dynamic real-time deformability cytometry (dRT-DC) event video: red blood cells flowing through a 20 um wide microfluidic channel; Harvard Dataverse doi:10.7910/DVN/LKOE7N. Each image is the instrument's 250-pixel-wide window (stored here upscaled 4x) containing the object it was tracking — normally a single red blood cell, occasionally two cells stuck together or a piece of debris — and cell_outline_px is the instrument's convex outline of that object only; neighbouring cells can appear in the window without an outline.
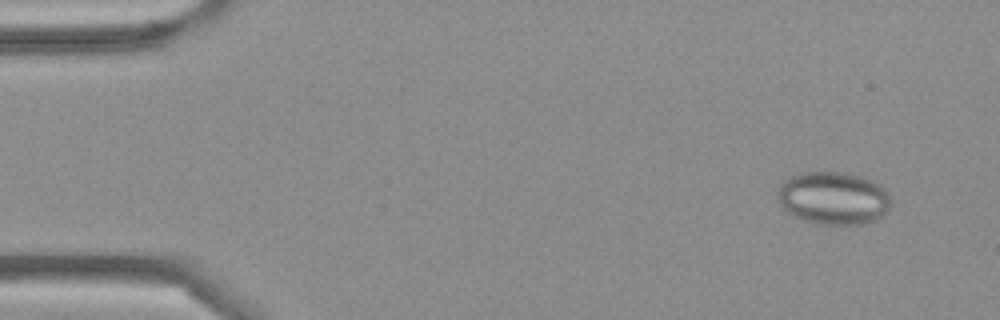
{"species": "Egyptian fruit bat (a non-hibernating species)", "species_latin": "Rousettus aegyptiacus", "temperature_condition": "cold", "stored_images_in_passage": 5, "camera_frame_rate_fps": 3000, "um_per_image_px": 0.085, "frame": {"image": 1, "passage_image": 1, "time_ms": 0.0, "image_size_px": [1000, 320], "cell_outline_px": [[892, 204], [876, 220], [864, 224], [816, 224], [804, 220], [788, 212], [780, 204], [776, 196], [776, 192], [780, 184], [784, 180], [800, 172], [844, 172], [860, 176], [880, 184], [888, 192]], "centroid_in_image_um": [70.82, 16.83], "position_along_channel_um": 14.2, "area_um2": 35.03}}